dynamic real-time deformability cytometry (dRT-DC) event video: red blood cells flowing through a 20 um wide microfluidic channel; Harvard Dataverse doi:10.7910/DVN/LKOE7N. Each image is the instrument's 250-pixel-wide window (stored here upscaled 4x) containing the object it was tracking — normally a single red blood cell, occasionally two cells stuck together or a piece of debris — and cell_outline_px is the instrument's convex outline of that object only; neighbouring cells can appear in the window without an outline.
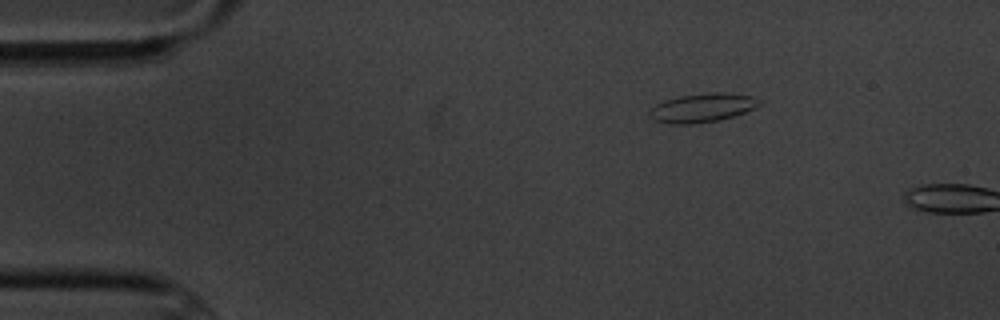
{"species": "common noctule bat (a hibernating species)", "species_latin": "Nyctalus noctula", "temperature_condition": "cold", "stored_images_in_passage": 3, "camera_frame_rate_fps": 3000, "um_per_image_px": 0.085, "animal": {"sex": "male", "body_mass_g": 20.1, "forearm_length_mm": 53.5}, "frame": {"image": 1, "passage_image": 2, "time_ms": 1.333, "image_size_px": [1000, 320], "cell_outline_px": [[760, 104], [756, 108], [720, 120], [692, 124], [668, 124], [656, 120], [648, 116], [648, 112], [656, 104], [664, 100], [680, 96], [712, 92], [724, 92], [752, 96], [760, 100]], "centroid_in_image_um": [59.68, 9.16], "position_along_channel_um": 25.3, "area_um2": 18.44}}